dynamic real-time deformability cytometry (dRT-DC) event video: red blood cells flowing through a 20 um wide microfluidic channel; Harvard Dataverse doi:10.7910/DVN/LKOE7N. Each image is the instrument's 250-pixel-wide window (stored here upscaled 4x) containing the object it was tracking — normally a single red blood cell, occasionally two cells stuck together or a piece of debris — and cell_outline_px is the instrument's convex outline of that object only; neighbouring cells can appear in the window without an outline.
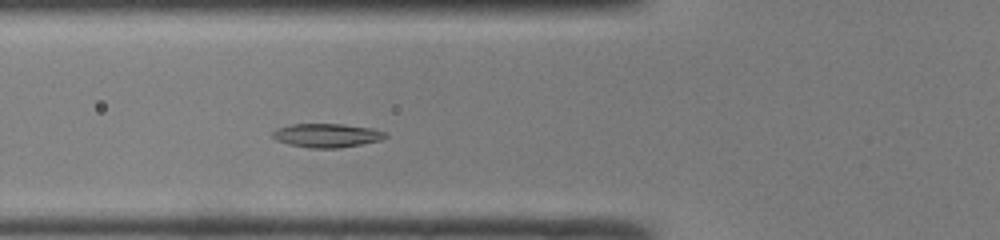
{"species": "common noctule bat (a hibernating species)", "species_latin": "Nyctalus noctula", "temperature_condition": "room temperature", "stored_images_in_passage": 40, "camera_frame_rate_fps": 3000, "um_per_image_px": 0.085, "animal": {"sex": "male", "body_mass_g": 19.0, "forearm_length_mm": 50.8}, "frame": {"image": 1, "passage_image": 10, "time_ms": 3.0, "image_size_px": [1000, 240], "cell_outline_px": [[388, 136], [380, 140], [340, 148], [308, 148], [288, 144], [276, 140], [272, 136], [272, 132], [276, 128], [292, 124], [344, 124], [372, 128], [384, 132]], "centroid_in_image_um": [27.75, 11.51], "position_along_channel_um": 98.1, "area_um2": 15.66}}
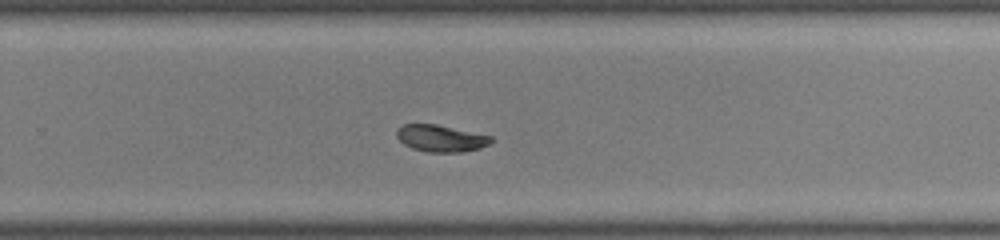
{"frame": {"image": 2, "passage_image": 24, "time_ms": 7.667, "image_size_px": [1000, 240], "cell_outline_px": [[492, 140], [488, 144], [480, 148], [460, 152], [428, 152], [412, 148], [404, 144], [396, 136], [396, 128], [400, 124], [436, 124], [492, 136]], "centroid_in_image_um": [37.42, 11.75], "position_along_channel_um": 292.4, "area_um2": 14.74}}
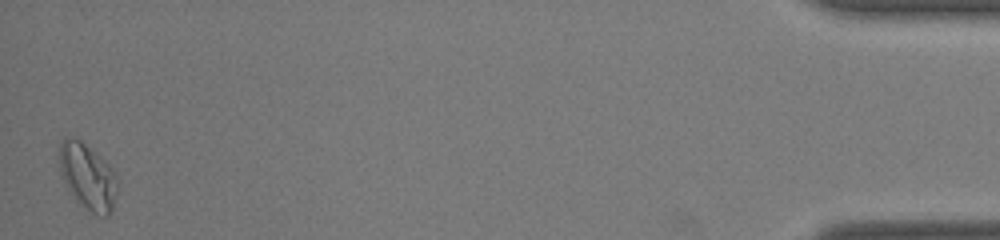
{"frame": {"image": 3, "passage_image": 40, "time_ms": 13.0, "image_size_px": [1000, 240], "cell_outline_px": [[116, 188], [112, 208], [108, 216], [100, 216], [92, 212], [76, 200], [72, 196], [60, 176], [60, 140], [64, 136], [72, 136], [80, 140], [104, 160], [116, 172]], "centroid_in_image_um": [7.42, 14.98], "position_along_channel_um": 427.8, "area_um2": 22.14}, "authors_computed_cell_mechanics": {"area_um2": 15.4615, "velocity_mm_per_s": 4.1779, "shape_relaxation_time_tau1_ms": 11.0001, "shape_relaxation_time_tau2_ms": 7.9323, "deformation_change_tau1": 0.2303, "deformation_change_tau2": 0.0822}}